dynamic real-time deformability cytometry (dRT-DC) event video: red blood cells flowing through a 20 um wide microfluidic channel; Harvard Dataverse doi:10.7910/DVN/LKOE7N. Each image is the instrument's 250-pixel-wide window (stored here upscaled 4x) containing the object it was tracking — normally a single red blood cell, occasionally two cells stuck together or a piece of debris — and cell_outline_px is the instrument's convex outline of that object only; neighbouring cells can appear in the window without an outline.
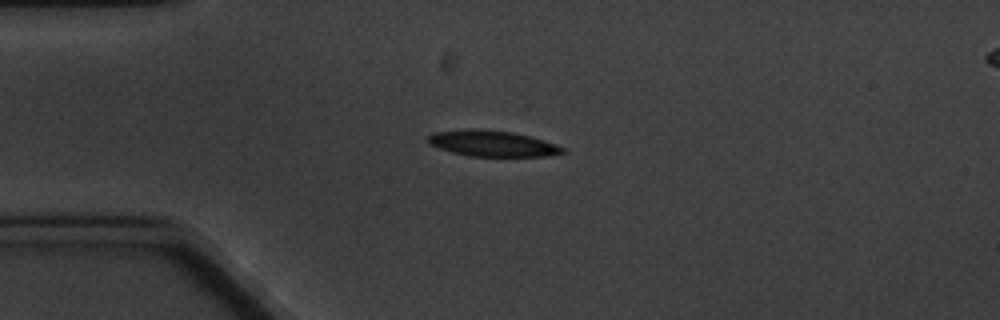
{"species": "common noctule bat (a hibernating species)", "species_latin": "Nyctalus noctula", "temperature_condition": "cold", "stored_images_in_passage": 1, "camera_frame_rate_fps": 3000, "um_per_image_px": 0.085, "animal": {"sex": "male", "body_mass_g": 20.1, "forearm_length_mm": 53.5}, "frame": {"image": 1, "passage_image": 1, "time_ms": 0.0, "image_size_px": [1000, 320], "cell_outline_px": [[568, 152], [548, 156], [468, 156], [452, 152], [428, 144], [428, 136], [432, 132], [512, 132], [544, 140], [556, 144], [564, 148]], "centroid_in_image_um": [41.95, 12.26], "position_along_channel_um": 43.0, "area_um2": 19.19}}